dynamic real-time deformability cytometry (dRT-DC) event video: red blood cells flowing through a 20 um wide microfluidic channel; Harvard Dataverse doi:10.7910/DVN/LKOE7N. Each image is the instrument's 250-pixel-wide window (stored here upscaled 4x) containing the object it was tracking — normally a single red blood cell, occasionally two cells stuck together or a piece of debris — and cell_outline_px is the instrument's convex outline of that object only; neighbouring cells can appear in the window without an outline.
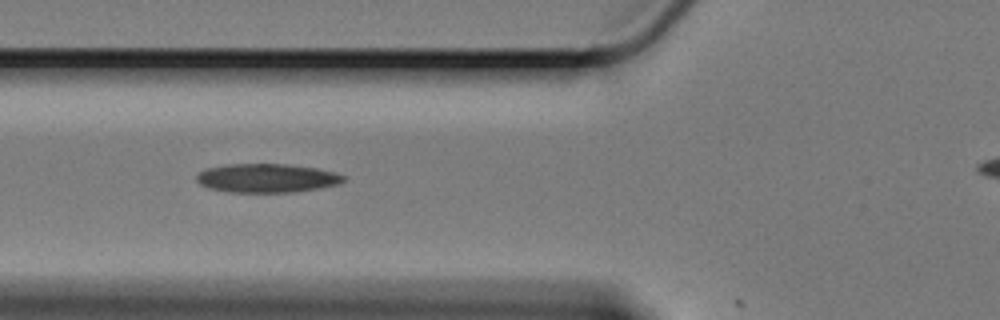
{"species": "Egyptian fruit bat (a non-hibernating species)", "species_latin": "Rousettus aegyptiacus", "temperature_condition": "cold", "stored_images_in_passage": 25, "camera_frame_rate_fps": 3000, "um_per_image_px": 0.085, "animal": {"sex": "female"}, "frame": {"image": 1, "passage_image": 21, "time_ms": 6.667, "image_size_px": [1000, 320], "cell_outline_px": [[344, 180], [336, 184], [320, 188], [292, 192], [228, 192], [208, 188], [200, 184], [196, 180], [196, 176], [200, 172], [208, 168], [228, 164], [288, 164], [316, 168], [336, 172], [344, 176]], "centroid_in_image_um": [22.66, 15.14], "position_along_channel_um": 103.1, "area_um2": 24.57}}
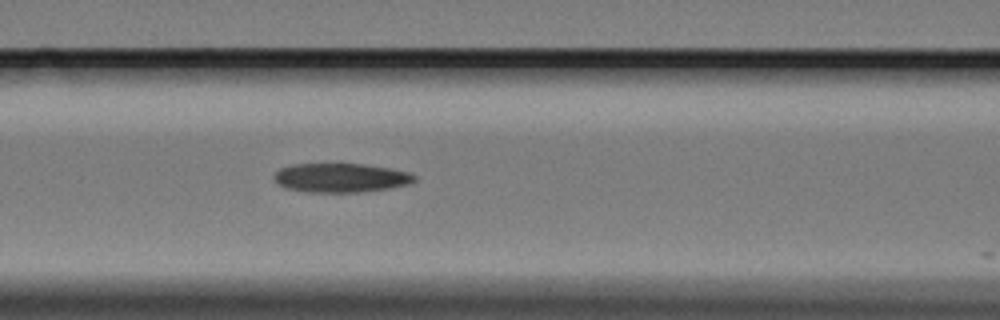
{"frame": {"image": 2, "passage_image": 24, "time_ms": 7.667, "image_size_px": [1000, 320], "cell_outline_px": [[416, 180], [408, 184], [388, 188], [360, 192], [308, 192], [284, 188], [272, 176], [280, 168], [292, 164], [364, 164], [388, 168], [408, 172], [416, 176]], "centroid_in_image_um": [28.94, 15.11], "position_along_channel_um": 137.7, "area_um2": 23.64}}